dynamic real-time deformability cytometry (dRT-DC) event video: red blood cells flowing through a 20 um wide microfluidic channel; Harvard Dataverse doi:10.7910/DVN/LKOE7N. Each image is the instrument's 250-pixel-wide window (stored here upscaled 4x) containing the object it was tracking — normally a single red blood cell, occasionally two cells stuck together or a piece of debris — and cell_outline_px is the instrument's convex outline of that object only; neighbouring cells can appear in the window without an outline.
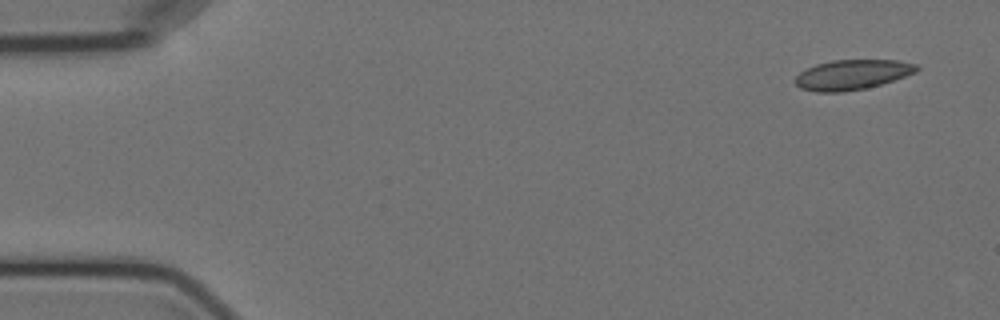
{"species": "Egyptian fruit bat (a non-hibernating species)", "species_latin": "Rousettus aegyptiacus", "temperature_condition": "cold", "stored_images_in_passage": 5, "camera_frame_rate_fps": 3000, "um_per_image_px": 0.085, "animal": {"sex": "female"}, "frame": {"image": 1, "passage_image": 1, "time_ms": 0.0, "image_size_px": [1000, 320], "cell_outline_px": [[920, 68], [916, 72], [880, 84], [864, 88], [844, 92], [816, 92], [800, 88], [792, 80], [800, 72], [816, 64], [832, 60], [896, 60], [916, 64]], "centroid_in_image_um": [72.39, 6.35], "position_along_channel_um": 12.6, "area_um2": 21.1}}